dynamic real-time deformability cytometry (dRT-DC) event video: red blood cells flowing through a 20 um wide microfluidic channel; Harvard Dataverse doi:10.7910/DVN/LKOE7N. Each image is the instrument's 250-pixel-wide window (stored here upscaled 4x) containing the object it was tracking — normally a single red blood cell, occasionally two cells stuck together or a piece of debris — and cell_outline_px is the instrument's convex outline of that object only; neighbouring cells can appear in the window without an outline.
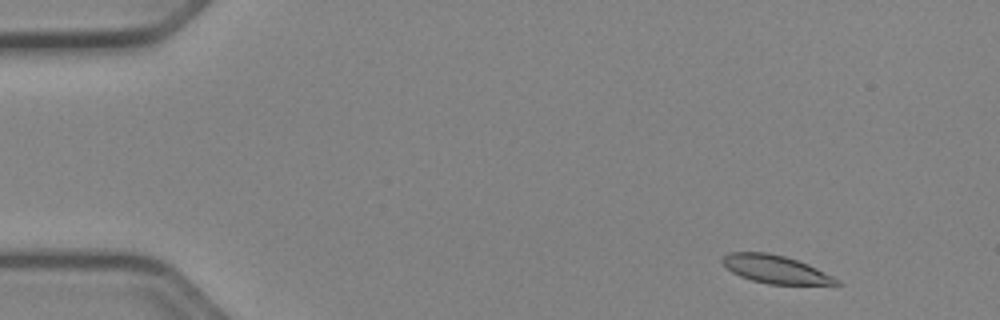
{"species": "Egyptian fruit bat (a non-hibernating species)", "species_latin": "Rousettus aegyptiacus", "temperature_condition": "cold", "stored_images_in_passage": 49, "segment_of_instrument_passage": [1, 2], "camera_frame_rate_fps": 3000, "um_per_image_px": 0.085, "animal": {"sex": "female"}, "frame": {"image": 1, "passage_image": 1, "time_ms": 0.0, "image_size_px": [1000, 320], "cell_outline_px": [[840, 284], [768, 284], [752, 280], [740, 276], [732, 272], [720, 260], [728, 252], [768, 252], [784, 256], [808, 264], [840, 280]], "centroid_in_image_um": [65.88, 22.88], "position_along_channel_um": 19.1, "area_um2": 18.38}}
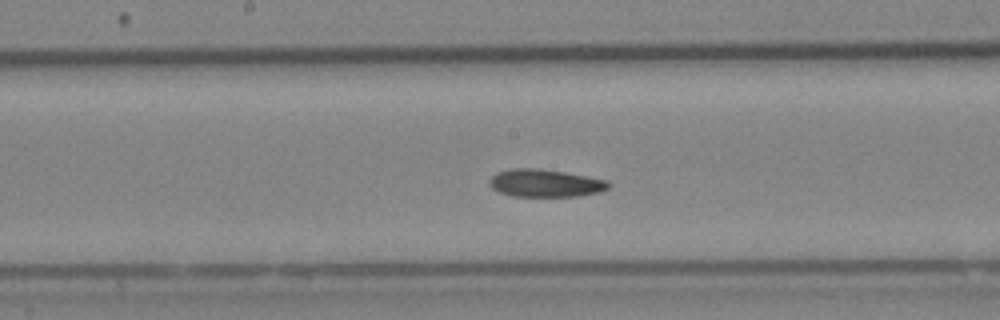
{"frame": {"image": 2, "passage_image": 23, "time_ms": 7.333, "image_size_px": [1000, 320], "cell_outline_px": [[612, 184], [608, 188], [600, 192], [580, 196], [512, 196], [500, 192], [492, 188], [488, 184], [488, 180], [496, 172], [512, 168], [532, 168], [564, 172], [608, 180]], "centroid_in_image_um": [46.34, 15.57], "position_along_channel_um": 201.9, "area_um2": 19.25}}
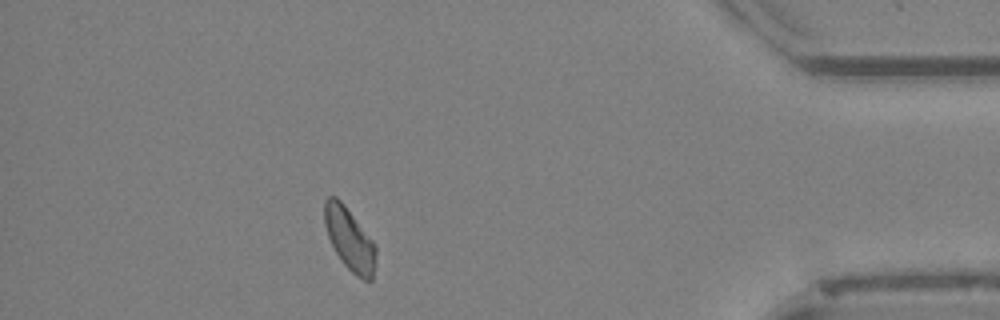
{"frame": {"image": 3, "passage_image": 42, "time_ms": 13.667, "image_size_px": [1000, 320], "cell_outline_px": [[376, 260], [372, 280], [364, 280], [356, 276], [344, 264], [336, 252], [328, 236], [324, 224], [324, 200], [328, 196], [336, 196], [344, 204], [376, 244]], "centroid_in_image_um": [29.72, 20.31], "position_along_channel_um": 405.5, "area_um2": 18.73}}